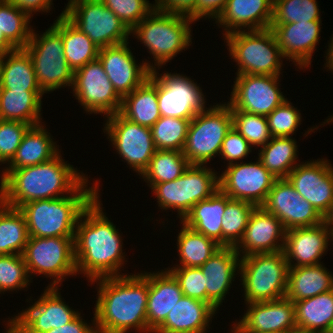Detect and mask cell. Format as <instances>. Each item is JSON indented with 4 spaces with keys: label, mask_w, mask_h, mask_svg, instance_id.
<instances>
[{
    "label": "cell",
    "mask_w": 333,
    "mask_h": 333,
    "mask_svg": "<svg viewBox=\"0 0 333 333\" xmlns=\"http://www.w3.org/2000/svg\"><path fill=\"white\" fill-rule=\"evenodd\" d=\"M183 296L179 282L167 268L148 272V333H153L165 321L169 311Z\"/></svg>",
    "instance_id": "obj_28"
},
{
    "label": "cell",
    "mask_w": 333,
    "mask_h": 333,
    "mask_svg": "<svg viewBox=\"0 0 333 333\" xmlns=\"http://www.w3.org/2000/svg\"><path fill=\"white\" fill-rule=\"evenodd\" d=\"M64 15L98 48L123 44L130 39V30L101 0H68Z\"/></svg>",
    "instance_id": "obj_12"
},
{
    "label": "cell",
    "mask_w": 333,
    "mask_h": 333,
    "mask_svg": "<svg viewBox=\"0 0 333 333\" xmlns=\"http://www.w3.org/2000/svg\"><path fill=\"white\" fill-rule=\"evenodd\" d=\"M74 239L29 237L22 255L30 279L36 275H45L52 279L48 287H60L64 279L77 276Z\"/></svg>",
    "instance_id": "obj_11"
},
{
    "label": "cell",
    "mask_w": 333,
    "mask_h": 333,
    "mask_svg": "<svg viewBox=\"0 0 333 333\" xmlns=\"http://www.w3.org/2000/svg\"><path fill=\"white\" fill-rule=\"evenodd\" d=\"M29 234L24 214L19 208L0 200V255L23 254Z\"/></svg>",
    "instance_id": "obj_40"
},
{
    "label": "cell",
    "mask_w": 333,
    "mask_h": 333,
    "mask_svg": "<svg viewBox=\"0 0 333 333\" xmlns=\"http://www.w3.org/2000/svg\"><path fill=\"white\" fill-rule=\"evenodd\" d=\"M177 236L179 264L172 267H200L221 247L213 239L194 231L182 222Z\"/></svg>",
    "instance_id": "obj_39"
},
{
    "label": "cell",
    "mask_w": 333,
    "mask_h": 333,
    "mask_svg": "<svg viewBox=\"0 0 333 333\" xmlns=\"http://www.w3.org/2000/svg\"><path fill=\"white\" fill-rule=\"evenodd\" d=\"M61 151L51 160L0 173V200L8 206L20 208L25 203L56 199L73 194L87 179L67 163Z\"/></svg>",
    "instance_id": "obj_3"
},
{
    "label": "cell",
    "mask_w": 333,
    "mask_h": 333,
    "mask_svg": "<svg viewBox=\"0 0 333 333\" xmlns=\"http://www.w3.org/2000/svg\"><path fill=\"white\" fill-rule=\"evenodd\" d=\"M274 0H227L215 24L223 29V36L238 31L270 28Z\"/></svg>",
    "instance_id": "obj_27"
},
{
    "label": "cell",
    "mask_w": 333,
    "mask_h": 333,
    "mask_svg": "<svg viewBox=\"0 0 333 333\" xmlns=\"http://www.w3.org/2000/svg\"><path fill=\"white\" fill-rule=\"evenodd\" d=\"M227 0H198L197 3V21L206 19H216L222 12Z\"/></svg>",
    "instance_id": "obj_56"
},
{
    "label": "cell",
    "mask_w": 333,
    "mask_h": 333,
    "mask_svg": "<svg viewBox=\"0 0 333 333\" xmlns=\"http://www.w3.org/2000/svg\"><path fill=\"white\" fill-rule=\"evenodd\" d=\"M56 143L44 123L31 126L12 160L1 170H15L49 161L61 151Z\"/></svg>",
    "instance_id": "obj_30"
},
{
    "label": "cell",
    "mask_w": 333,
    "mask_h": 333,
    "mask_svg": "<svg viewBox=\"0 0 333 333\" xmlns=\"http://www.w3.org/2000/svg\"><path fill=\"white\" fill-rule=\"evenodd\" d=\"M271 137H292L302 124V116L297 107L288 99L267 116Z\"/></svg>",
    "instance_id": "obj_48"
},
{
    "label": "cell",
    "mask_w": 333,
    "mask_h": 333,
    "mask_svg": "<svg viewBox=\"0 0 333 333\" xmlns=\"http://www.w3.org/2000/svg\"><path fill=\"white\" fill-rule=\"evenodd\" d=\"M280 75L236 74L230 98V109L268 116L287 98L281 92Z\"/></svg>",
    "instance_id": "obj_17"
},
{
    "label": "cell",
    "mask_w": 333,
    "mask_h": 333,
    "mask_svg": "<svg viewBox=\"0 0 333 333\" xmlns=\"http://www.w3.org/2000/svg\"><path fill=\"white\" fill-rule=\"evenodd\" d=\"M59 288L46 286L34 303L30 296L32 305L7 318L5 333H45L72 321L80 312L66 304Z\"/></svg>",
    "instance_id": "obj_13"
},
{
    "label": "cell",
    "mask_w": 333,
    "mask_h": 333,
    "mask_svg": "<svg viewBox=\"0 0 333 333\" xmlns=\"http://www.w3.org/2000/svg\"><path fill=\"white\" fill-rule=\"evenodd\" d=\"M30 127V124L21 121L0 120V166L12 160Z\"/></svg>",
    "instance_id": "obj_50"
},
{
    "label": "cell",
    "mask_w": 333,
    "mask_h": 333,
    "mask_svg": "<svg viewBox=\"0 0 333 333\" xmlns=\"http://www.w3.org/2000/svg\"><path fill=\"white\" fill-rule=\"evenodd\" d=\"M262 207L275 215L286 231L323 222L319 212L294 189L287 178L275 180Z\"/></svg>",
    "instance_id": "obj_19"
},
{
    "label": "cell",
    "mask_w": 333,
    "mask_h": 333,
    "mask_svg": "<svg viewBox=\"0 0 333 333\" xmlns=\"http://www.w3.org/2000/svg\"><path fill=\"white\" fill-rule=\"evenodd\" d=\"M256 206L250 202L230 199L222 220V246L235 247L242 239L251 212Z\"/></svg>",
    "instance_id": "obj_44"
},
{
    "label": "cell",
    "mask_w": 333,
    "mask_h": 333,
    "mask_svg": "<svg viewBox=\"0 0 333 333\" xmlns=\"http://www.w3.org/2000/svg\"><path fill=\"white\" fill-rule=\"evenodd\" d=\"M0 90H41L31 57L24 49L1 55Z\"/></svg>",
    "instance_id": "obj_37"
},
{
    "label": "cell",
    "mask_w": 333,
    "mask_h": 333,
    "mask_svg": "<svg viewBox=\"0 0 333 333\" xmlns=\"http://www.w3.org/2000/svg\"><path fill=\"white\" fill-rule=\"evenodd\" d=\"M231 333H237L233 328L231 329Z\"/></svg>",
    "instance_id": "obj_61"
},
{
    "label": "cell",
    "mask_w": 333,
    "mask_h": 333,
    "mask_svg": "<svg viewBox=\"0 0 333 333\" xmlns=\"http://www.w3.org/2000/svg\"><path fill=\"white\" fill-rule=\"evenodd\" d=\"M9 3L13 4L20 10L26 12L31 18H33L34 13H50L53 9V0H7Z\"/></svg>",
    "instance_id": "obj_55"
},
{
    "label": "cell",
    "mask_w": 333,
    "mask_h": 333,
    "mask_svg": "<svg viewBox=\"0 0 333 333\" xmlns=\"http://www.w3.org/2000/svg\"><path fill=\"white\" fill-rule=\"evenodd\" d=\"M326 49V56H324L326 63H324V68L327 70L329 69L328 71H331L333 73V34L330 37V42L328 41V48Z\"/></svg>",
    "instance_id": "obj_57"
},
{
    "label": "cell",
    "mask_w": 333,
    "mask_h": 333,
    "mask_svg": "<svg viewBox=\"0 0 333 333\" xmlns=\"http://www.w3.org/2000/svg\"><path fill=\"white\" fill-rule=\"evenodd\" d=\"M240 258L235 247L221 246L200 266L206 278V302L216 312L225 302L233 281L239 275Z\"/></svg>",
    "instance_id": "obj_26"
},
{
    "label": "cell",
    "mask_w": 333,
    "mask_h": 333,
    "mask_svg": "<svg viewBox=\"0 0 333 333\" xmlns=\"http://www.w3.org/2000/svg\"><path fill=\"white\" fill-rule=\"evenodd\" d=\"M81 316V312L69 323L65 324L62 327L52 328L51 330L45 333H96L94 316L93 323H87Z\"/></svg>",
    "instance_id": "obj_54"
},
{
    "label": "cell",
    "mask_w": 333,
    "mask_h": 333,
    "mask_svg": "<svg viewBox=\"0 0 333 333\" xmlns=\"http://www.w3.org/2000/svg\"><path fill=\"white\" fill-rule=\"evenodd\" d=\"M42 90H0V120L21 121L31 126L42 122Z\"/></svg>",
    "instance_id": "obj_35"
},
{
    "label": "cell",
    "mask_w": 333,
    "mask_h": 333,
    "mask_svg": "<svg viewBox=\"0 0 333 333\" xmlns=\"http://www.w3.org/2000/svg\"><path fill=\"white\" fill-rule=\"evenodd\" d=\"M151 72L157 77V99L161 116L193 119L197 113L207 108L200 85L191 77L168 71L159 74L158 69Z\"/></svg>",
    "instance_id": "obj_16"
},
{
    "label": "cell",
    "mask_w": 333,
    "mask_h": 333,
    "mask_svg": "<svg viewBox=\"0 0 333 333\" xmlns=\"http://www.w3.org/2000/svg\"><path fill=\"white\" fill-rule=\"evenodd\" d=\"M131 31L155 7L149 0H101Z\"/></svg>",
    "instance_id": "obj_49"
},
{
    "label": "cell",
    "mask_w": 333,
    "mask_h": 333,
    "mask_svg": "<svg viewBox=\"0 0 333 333\" xmlns=\"http://www.w3.org/2000/svg\"><path fill=\"white\" fill-rule=\"evenodd\" d=\"M191 120L161 116L151 127L156 150L182 152Z\"/></svg>",
    "instance_id": "obj_43"
},
{
    "label": "cell",
    "mask_w": 333,
    "mask_h": 333,
    "mask_svg": "<svg viewBox=\"0 0 333 333\" xmlns=\"http://www.w3.org/2000/svg\"><path fill=\"white\" fill-rule=\"evenodd\" d=\"M189 16L173 14L153 9L137 26L130 36L137 38L148 53L153 56L151 71L166 66L177 54L187 50L192 44ZM154 63V64H153Z\"/></svg>",
    "instance_id": "obj_5"
},
{
    "label": "cell",
    "mask_w": 333,
    "mask_h": 333,
    "mask_svg": "<svg viewBox=\"0 0 333 333\" xmlns=\"http://www.w3.org/2000/svg\"><path fill=\"white\" fill-rule=\"evenodd\" d=\"M217 174L207 165H190L174 181L147 185L155 195L159 209L176 211L181 221L195 204L219 190Z\"/></svg>",
    "instance_id": "obj_8"
},
{
    "label": "cell",
    "mask_w": 333,
    "mask_h": 333,
    "mask_svg": "<svg viewBox=\"0 0 333 333\" xmlns=\"http://www.w3.org/2000/svg\"><path fill=\"white\" fill-rule=\"evenodd\" d=\"M247 162L227 165L225 171L218 174L219 190L231 199L247 201L256 207L262 206L276 178L258 157L256 161Z\"/></svg>",
    "instance_id": "obj_18"
},
{
    "label": "cell",
    "mask_w": 333,
    "mask_h": 333,
    "mask_svg": "<svg viewBox=\"0 0 333 333\" xmlns=\"http://www.w3.org/2000/svg\"><path fill=\"white\" fill-rule=\"evenodd\" d=\"M331 241L332 232L323 222L312 227L287 230L283 248L287 264L289 267L321 264Z\"/></svg>",
    "instance_id": "obj_25"
},
{
    "label": "cell",
    "mask_w": 333,
    "mask_h": 333,
    "mask_svg": "<svg viewBox=\"0 0 333 333\" xmlns=\"http://www.w3.org/2000/svg\"><path fill=\"white\" fill-rule=\"evenodd\" d=\"M15 50L16 48L5 38L3 33L0 31V54L5 55Z\"/></svg>",
    "instance_id": "obj_58"
},
{
    "label": "cell",
    "mask_w": 333,
    "mask_h": 333,
    "mask_svg": "<svg viewBox=\"0 0 333 333\" xmlns=\"http://www.w3.org/2000/svg\"><path fill=\"white\" fill-rule=\"evenodd\" d=\"M94 308L96 333H148V272L98 278Z\"/></svg>",
    "instance_id": "obj_2"
},
{
    "label": "cell",
    "mask_w": 333,
    "mask_h": 333,
    "mask_svg": "<svg viewBox=\"0 0 333 333\" xmlns=\"http://www.w3.org/2000/svg\"><path fill=\"white\" fill-rule=\"evenodd\" d=\"M287 179L323 217L333 202V166L329 159L302 161Z\"/></svg>",
    "instance_id": "obj_22"
},
{
    "label": "cell",
    "mask_w": 333,
    "mask_h": 333,
    "mask_svg": "<svg viewBox=\"0 0 333 333\" xmlns=\"http://www.w3.org/2000/svg\"><path fill=\"white\" fill-rule=\"evenodd\" d=\"M297 330L333 333V289L294 302Z\"/></svg>",
    "instance_id": "obj_34"
},
{
    "label": "cell",
    "mask_w": 333,
    "mask_h": 333,
    "mask_svg": "<svg viewBox=\"0 0 333 333\" xmlns=\"http://www.w3.org/2000/svg\"><path fill=\"white\" fill-rule=\"evenodd\" d=\"M286 229L281 221L257 206L251 212L242 239L235 246L240 257L254 253H275L284 248Z\"/></svg>",
    "instance_id": "obj_23"
},
{
    "label": "cell",
    "mask_w": 333,
    "mask_h": 333,
    "mask_svg": "<svg viewBox=\"0 0 333 333\" xmlns=\"http://www.w3.org/2000/svg\"><path fill=\"white\" fill-rule=\"evenodd\" d=\"M289 333H309V332L295 330V331H292V332H289Z\"/></svg>",
    "instance_id": "obj_60"
},
{
    "label": "cell",
    "mask_w": 333,
    "mask_h": 333,
    "mask_svg": "<svg viewBox=\"0 0 333 333\" xmlns=\"http://www.w3.org/2000/svg\"><path fill=\"white\" fill-rule=\"evenodd\" d=\"M230 199L217 190L211 197L195 204L180 222L222 246V220Z\"/></svg>",
    "instance_id": "obj_31"
},
{
    "label": "cell",
    "mask_w": 333,
    "mask_h": 333,
    "mask_svg": "<svg viewBox=\"0 0 333 333\" xmlns=\"http://www.w3.org/2000/svg\"><path fill=\"white\" fill-rule=\"evenodd\" d=\"M100 196L98 194L83 210L75 231L76 272L87 277L88 282L126 274L120 270L127 262L124 238L103 212Z\"/></svg>",
    "instance_id": "obj_1"
},
{
    "label": "cell",
    "mask_w": 333,
    "mask_h": 333,
    "mask_svg": "<svg viewBox=\"0 0 333 333\" xmlns=\"http://www.w3.org/2000/svg\"><path fill=\"white\" fill-rule=\"evenodd\" d=\"M32 18L7 0H0V31L16 48L24 49L31 38Z\"/></svg>",
    "instance_id": "obj_42"
},
{
    "label": "cell",
    "mask_w": 333,
    "mask_h": 333,
    "mask_svg": "<svg viewBox=\"0 0 333 333\" xmlns=\"http://www.w3.org/2000/svg\"><path fill=\"white\" fill-rule=\"evenodd\" d=\"M127 120L151 128L161 117L157 99V77L149 78L122 99L119 112Z\"/></svg>",
    "instance_id": "obj_32"
},
{
    "label": "cell",
    "mask_w": 333,
    "mask_h": 333,
    "mask_svg": "<svg viewBox=\"0 0 333 333\" xmlns=\"http://www.w3.org/2000/svg\"><path fill=\"white\" fill-rule=\"evenodd\" d=\"M197 3L198 0H155L153 5L159 11L186 15L196 22Z\"/></svg>",
    "instance_id": "obj_53"
},
{
    "label": "cell",
    "mask_w": 333,
    "mask_h": 333,
    "mask_svg": "<svg viewBox=\"0 0 333 333\" xmlns=\"http://www.w3.org/2000/svg\"><path fill=\"white\" fill-rule=\"evenodd\" d=\"M252 147L249 142L234 128L232 127L225 136L219 157L227 162L233 164L236 162H243L250 153Z\"/></svg>",
    "instance_id": "obj_52"
},
{
    "label": "cell",
    "mask_w": 333,
    "mask_h": 333,
    "mask_svg": "<svg viewBox=\"0 0 333 333\" xmlns=\"http://www.w3.org/2000/svg\"><path fill=\"white\" fill-rule=\"evenodd\" d=\"M190 166L181 151L156 150L149 166L140 177L147 184L174 181Z\"/></svg>",
    "instance_id": "obj_41"
},
{
    "label": "cell",
    "mask_w": 333,
    "mask_h": 333,
    "mask_svg": "<svg viewBox=\"0 0 333 333\" xmlns=\"http://www.w3.org/2000/svg\"><path fill=\"white\" fill-rule=\"evenodd\" d=\"M298 145L293 137H272L258 151V158L263 166L276 178H287L299 164Z\"/></svg>",
    "instance_id": "obj_38"
},
{
    "label": "cell",
    "mask_w": 333,
    "mask_h": 333,
    "mask_svg": "<svg viewBox=\"0 0 333 333\" xmlns=\"http://www.w3.org/2000/svg\"><path fill=\"white\" fill-rule=\"evenodd\" d=\"M105 119L102 130L107 134L111 146L121 160L141 176L156 151L151 128L133 123L120 113L107 116Z\"/></svg>",
    "instance_id": "obj_14"
},
{
    "label": "cell",
    "mask_w": 333,
    "mask_h": 333,
    "mask_svg": "<svg viewBox=\"0 0 333 333\" xmlns=\"http://www.w3.org/2000/svg\"><path fill=\"white\" fill-rule=\"evenodd\" d=\"M180 284L186 297L206 302V278L200 267H169L167 268Z\"/></svg>",
    "instance_id": "obj_51"
},
{
    "label": "cell",
    "mask_w": 333,
    "mask_h": 333,
    "mask_svg": "<svg viewBox=\"0 0 333 333\" xmlns=\"http://www.w3.org/2000/svg\"><path fill=\"white\" fill-rule=\"evenodd\" d=\"M233 127L230 106L222 101L210 105L191 120L183 155L190 165H206L219 156L222 142Z\"/></svg>",
    "instance_id": "obj_9"
},
{
    "label": "cell",
    "mask_w": 333,
    "mask_h": 333,
    "mask_svg": "<svg viewBox=\"0 0 333 333\" xmlns=\"http://www.w3.org/2000/svg\"><path fill=\"white\" fill-rule=\"evenodd\" d=\"M32 282L23 255H0V294L25 290Z\"/></svg>",
    "instance_id": "obj_47"
},
{
    "label": "cell",
    "mask_w": 333,
    "mask_h": 333,
    "mask_svg": "<svg viewBox=\"0 0 333 333\" xmlns=\"http://www.w3.org/2000/svg\"><path fill=\"white\" fill-rule=\"evenodd\" d=\"M230 110L233 127L249 142L252 148H262L271 140L266 116L250 114L237 109Z\"/></svg>",
    "instance_id": "obj_46"
},
{
    "label": "cell",
    "mask_w": 333,
    "mask_h": 333,
    "mask_svg": "<svg viewBox=\"0 0 333 333\" xmlns=\"http://www.w3.org/2000/svg\"><path fill=\"white\" fill-rule=\"evenodd\" d=\"M323 223L333 233V202L329 206L328 211L323 215Z\"/></svg>",
    "instance_id": "obj_59"
},
{
    "label": "cell",
    "mask_w": 333,
    "mask_h": 333,
    "mask_svg": "<svg viewBox=\"0 0 333 333\" xmlns=\"http://www.w3.org/2000/svg\"><path fill=\"white\" fill-rule=\"evenodd\" d=\"M333 289V274L323 263L289 267L285 297L295 302Z\"/></svg>",
    "instance_id": "obj_33"
},
{
    "label": "cell",
    "mask_w": 333,
    "mask_h": 333,
    "mask_svg": "<svg viewBox=\"0 0 333 333\" xmlns=\"http://www.w3.org/2000/svg\"><path fill=\"white\" fill-rule=\"evenodd\" d=\"M246 311L231 328L237 333H289L297 330L294 302L287 297L245 304Z\"/></svg>",
    "instance_id": "obj_20"
},
{
    "label": "cell",
    "mask_w": 333,
    "mask_h": 333,
    "mask_svg": "<svg viewBox=\"0 0 333 333\" xmlns=\"http://www.w3.org/2000/svg\"><path fill=\"white\" fill-rule=\"evenodd\" d=\"M289 265L282 251L254 253L240 258L239 281L244 303L271 301L285 297Z\"/></svg>",
    "instance_id": "obj_7"
},
{
    "label": "cell",
    "mask_w": 333,
    "mask_h": 333,
    "mask_svg": "<svg viewBox=\"0 0 333 333\" xmlns=\"http://www.w3.org/2000/svg\"><path fill=\"white\" fill-rule=\"evenodd\" d=\"M216 313L207 302L183 296L153 333H207Z\"/></svg>",
    "instance_id": "obj_29"
},
{
    "label": "cell",
    "mask_w": 333,
    "mask_h": 333,
    "mask_svg": "<svg viewBox=\"0 0 333 333\" xmlns=\"http://www.w3.org/2000/svg\"><path fill=\"white\" fill-rule=\"evenodd\" d=\"M316 0H274L270 28L275 24H289L321 20Z\"/></svg>",
    "instance_id": "obj_45"
},
{
    "label": "cell",
    "mask_w": 333,
    "mask_h": 333,
    "mask_svg": "<svg viewBox=\"0 0 333 333\" xmlns=\"http://www.w3.org/2000/svg\"><path fill=\"white\" fill-rule=\"evenodd\" d=\"M90 183L87 179L68 196L22 205L19 209L25 216L29 237H75L79 217L101 190L97 180L92 186Z\"/></svg>",
    "instance_id": "obj_4"
},
{
    "label": "cell",
    "mask_w": 333,
    "mask_h": 333,
    "mask_svg": "<svg viewBox=\"0 0 333 333\" xmlns=\"http://www.w3.org/2000/svg\"><path fill=\"white\" fill-rule=\"evenodd\" d=\"M130 48L128 41L100 48L98 54L104 71L122 99L142 85L151 73V62L144 59L142 63H137Z\"/></svg>",
    "instance_id": "obj_21"
},
{
    "label": "cell",
    "mask_w": 333,
    "mask_h": 333,
    "mask_svg": "<svg viewBox=\"0 0 333 333\" xmlns=\"http://www.w3.org/2000/svg\"><path fill=\"white\" fill-rule=\"evenodd\" d=\"M52 25L62 35L65 59L73 71L98 59L100 48L64 15V9Z\"/></svg>",
    "instance_id": "obj_36"
},
{
    "label": "cell",
    "mask_w": 333,
    "mask_h": 333,
    "mask_svg": "<svg viewBox=\"0 0 333 333\" xmlns=\"http://www.w3.org/2000/svg\"><path fill=\"white\" fill-rule=\"evenodd\" d=\"M73 96L86 114H104L107 117L119 113L122 98L115 91L99 59L74 71Z\"/></svg>",
    "instance_id": "obj_15"
},
{
    "label": "cell",
    "mask_w": 333,
    "mask_h": 333,
    "mask_svg": "<svg viewBox=\"0 0 333 333\" xmlns=\"http://www.w3.org/2000/svg\"><path fill=\"white\" fill-rule=\"evenodd\" d=\"M321 26L322 21L318 20L275 24L271 30L286 61L293 62L296 68L303 71L311 66L313 53L320 41Z\"/></svg>",
    "instance_id": "obj_24"
},
{
    "label": "cell",
    "mask_w": 333,
    "mask_h": 333,
    "mask_svg": "<svg viewBox=\"0 0 333 333\" xmlns=\"http://www.w3.org/2000/svg\"><path fill=\"white\" fill-rule=\"evenodd\" d=\"M35 31L24 50L31 57L41 90L46 94L72 88L74 71L65 59L61 33L53 25L40 35Z\"/></svg>",
    "instance_id": "obj_10"
},
{
    "label": "cell",
    "mask_w": 333,
    "mask_h": 333,
    "mask_svg": "<svg viewBox=\"0 0 333 333\" xmlns=\"http://www.w3.org/2000/svg\"><path fill=\"white\" fill-rule=\"evenodd\" d=\"M236 74L280 75L284 56L271 28L238 31L223 37Z\"/></svg>",
    "instance_id": "obj_6"
}]
</instances>
